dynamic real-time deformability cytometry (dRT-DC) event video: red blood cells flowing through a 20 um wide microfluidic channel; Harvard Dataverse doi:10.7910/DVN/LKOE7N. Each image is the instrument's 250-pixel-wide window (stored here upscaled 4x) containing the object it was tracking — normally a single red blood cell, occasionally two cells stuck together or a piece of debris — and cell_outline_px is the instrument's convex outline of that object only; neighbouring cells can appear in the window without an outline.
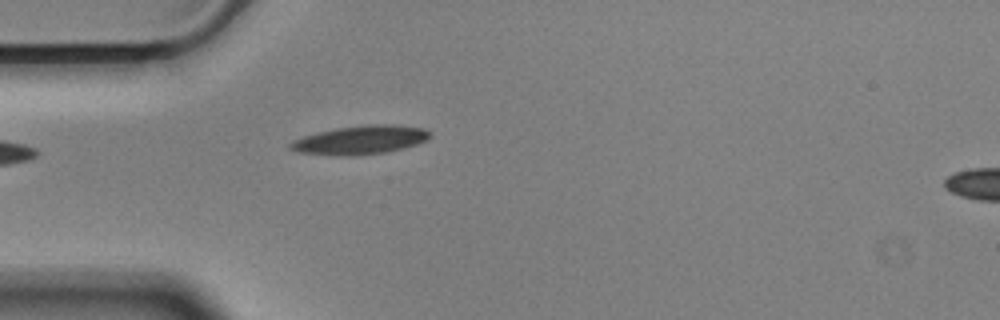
{"species": "Egyptian fruit bat (a non-hibernating species)", "species_latin": "Rousettus aegyptiacus", "temperature_condition": "cold", "stored_images_in_passage": 26, "camera_frame_rate_fps": 3000, "um_per_image_px": 0.085, "animal": {"sex": "male"}, "frame": {"image": 1, "passage_image": 1, "time_ms": 0.0, "image_size_px": [1000, 320], "cell_outline_px": [[428, 140], [404, 148], [384, 152], [348, 156], [340, 156], [300, 152], [288, 148], [288, 144], [292, 140], [304, 136], [336, 128], [372, 124], [392, 124], [424, 128], [428, 132]], "centroid_in_image_um": [30.61, 11.89], "position_along_channel_um": 54.4, "area_um2": 23.06}}
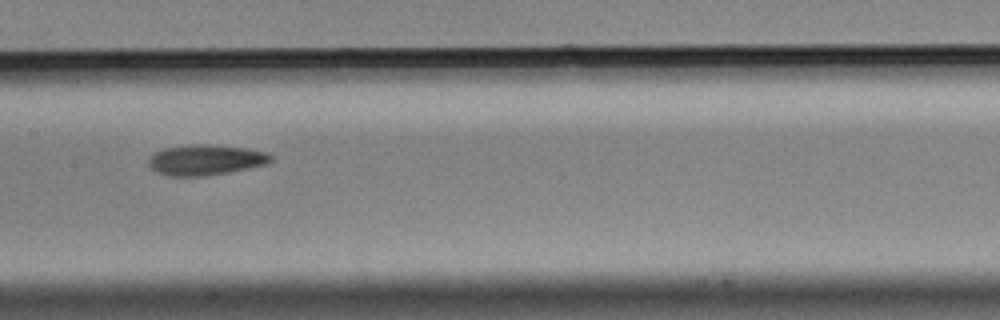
{"frame": {"image": 2, "passage_image": 13, "time_ms": 4.0, "image_size_px": [1000, 320], "cell_outline_px": [[272, 160], [268, 164], [208, 176], [168, 176], [156, 172], [148, 164], [148, 156], [164, 148], [192, 144], [208, 144], [248, 148], [268, 152], [272, 156]], "centroid_in_image_um": [17.48, 13.59], "position_along_channel_um": 189.9, "area_um2": 21.96}}
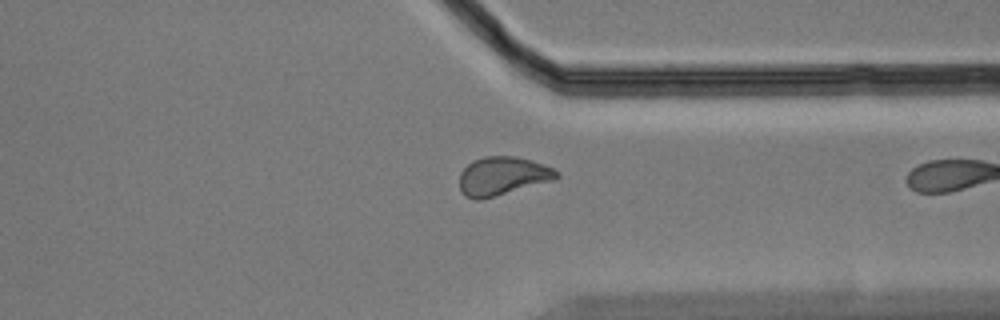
{"frame": {"image": 3, "passage_image": 25, "time_ms": 8.0, "image_size_px": [1000, 320], "cell_outline_px": [[560, 176], [556, 180], [480, 200], [472, 200], [464, 196], [460, 188], [460, 172], [472, 160], [484, 156], [516, 156], [532, 160], [552, 168], [560, 172]], "centroid_in_image_um": [42.72, 14.97], "position_along_channel_um": 368.7, "area_um2": 22.08}}